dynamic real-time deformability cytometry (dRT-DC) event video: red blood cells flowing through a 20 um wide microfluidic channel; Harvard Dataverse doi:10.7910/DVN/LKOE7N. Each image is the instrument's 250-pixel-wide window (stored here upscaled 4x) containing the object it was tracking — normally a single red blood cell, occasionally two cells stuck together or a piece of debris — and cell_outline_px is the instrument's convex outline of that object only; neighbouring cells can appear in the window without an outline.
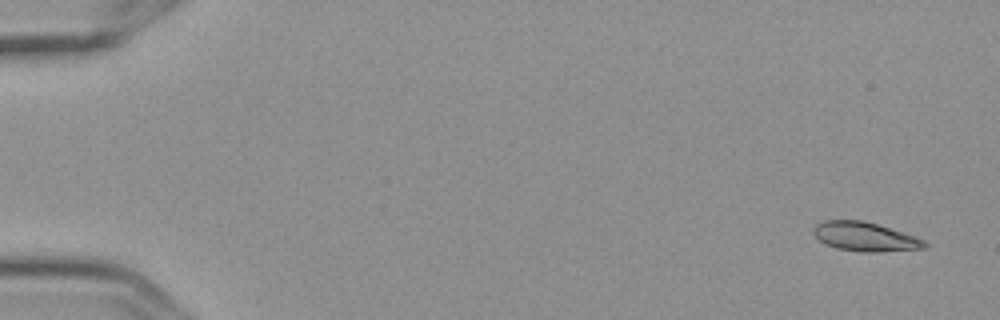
{"species": "Egyptian fruit bat (a non-hibernating species)", "species_latin": "Rousettus aegyptiacus", "temperature_condition": "cold", "stored_images_in_passage": 5, "camera_frame_rate_fps": 3000, "um_per_image_px": 0.085, "frame": {"image": 1, "passage_image": 1, "time_ms": 0.0, "image_size_px": [1000, 320], "cell_outline_px": [[928, 248], [880, 252], [860, 252], [836, 248], [824, 244], [812, 232], [812, 228], [816, 224], [824, 220], [864, 220], [904, 232], [924, 240], [928, 244]], "centroid_in_image_um": [73.53, 20.12], "position_along_channel_um": 11.5, "area_um2": 19.07}}
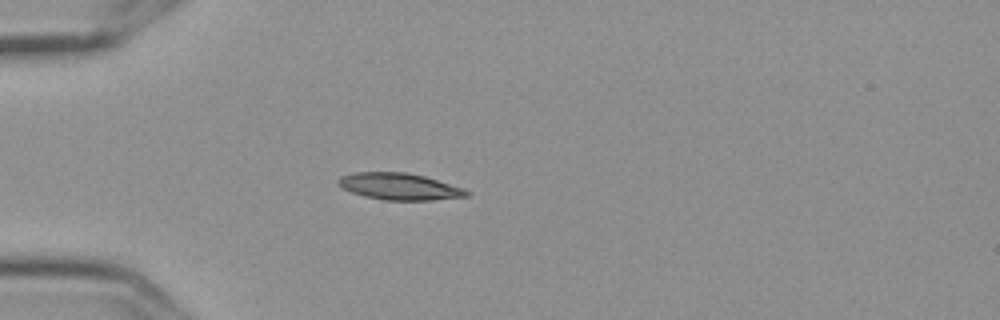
{"frame": {"image": 2, "passage_image": 5, "time_ms": 1.333, "image_size_px": [1000, 320], "cell_outline_px": [[472, 192], [468, 196], [432, 200], [384, 200], [364, 196], [352, 192], [344, 188], [336, 180], [340, 176], [356, 172], [408, 172], [424, 176]], "centroid_in_image_um": [33.92, 15.85], "position_along_channel_um": 51.1, "area_um2": 19.71}}